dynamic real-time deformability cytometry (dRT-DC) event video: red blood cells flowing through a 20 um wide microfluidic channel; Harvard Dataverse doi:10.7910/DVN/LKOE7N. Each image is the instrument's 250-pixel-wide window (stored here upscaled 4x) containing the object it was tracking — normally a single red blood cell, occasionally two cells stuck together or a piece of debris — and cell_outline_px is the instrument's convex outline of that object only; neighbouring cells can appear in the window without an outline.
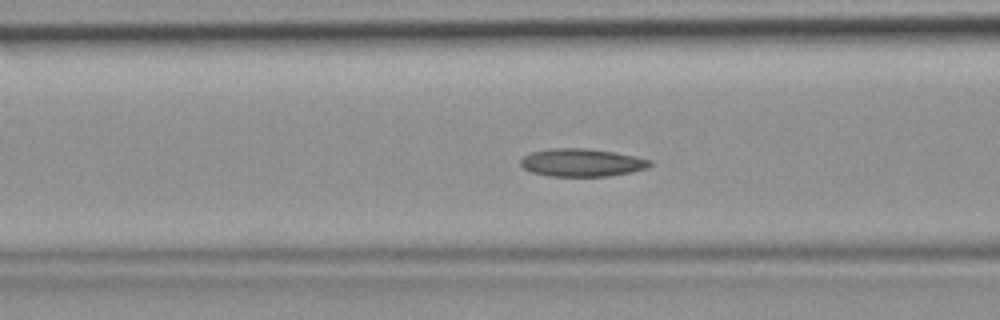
{"species": "common noctule bat (a hibernating species)", "species_latin": "Nyctalus noctula", "temperature_condition": "room temperature", "stored_images_in_passage": 37, "camera_frame_rate_fps": 3000, "um_per_image_px": 0.085, "animal": {"sex": "female", "body_mass_g": 19.9}, "frame": {"image": 1, "passage_image": 9, "time_ms": 2.667, "image_size_px": [1000, 320], "cell_outline_px": [[652, 164], [648, 168], [632, 172], [608, 176], [548, 176], [532, 172], [524, 168], [520, 164], [520, 160], [524, 156], [532, 152], [556, 148], [588, 148], [636, 156], [652, 160]], "centroid_in_image_um": [49.49, 13.82], "position_along_channel_um": 117.1, "area_um2": 20.98}}
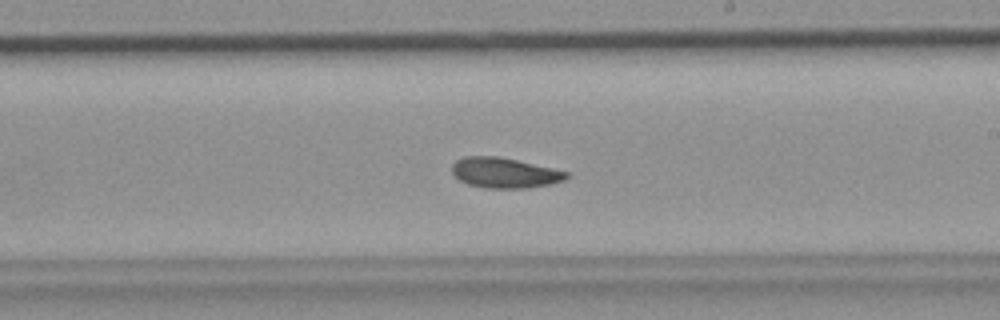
{"frame": {"image": 2, "passage_image": 18, "time_ms": 5.667, "image_size_px": [1000, 320], "cell_outline_px": [[568, 176], [564, 180], [548, 184], [528, 188], [484, 188], [468, 184], [460, 180], [452, 172], [452, 164], [456, 160], [464, 156], [500, 156], [552, 168], [568, 172]], "centroid_in_image_um": [42.86, 14.68], "position_along_channel_um": 246.1, "area_um2": 20.11}}
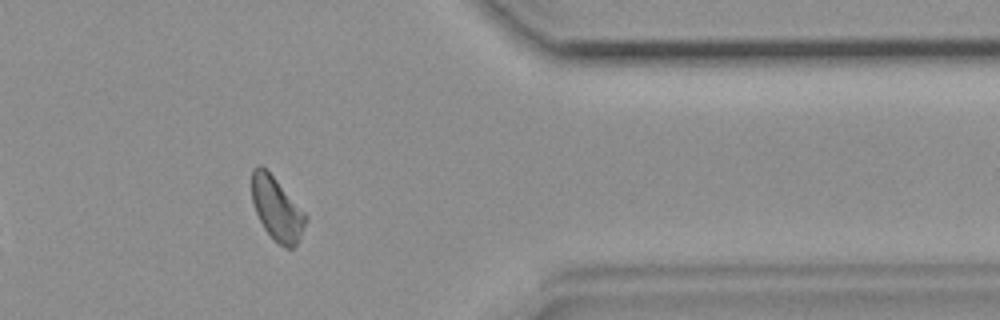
{"frame": {"image": 3, "passage_image": 29, "time_ms": 9.333, "image_size_px": [1000, 320], "cell_outline_px": [[308, 220], [296, 244], [292, 248], [284, 248], [264, 228], [256, 212], [252, 200], [252, 168], [256, 164], [260, 164], [276, 180], [308, 216]], "centroid_in_image_um": [23.53, 17.74], "position_along_channel_um": 387.9, "area_um2": 19.42}}